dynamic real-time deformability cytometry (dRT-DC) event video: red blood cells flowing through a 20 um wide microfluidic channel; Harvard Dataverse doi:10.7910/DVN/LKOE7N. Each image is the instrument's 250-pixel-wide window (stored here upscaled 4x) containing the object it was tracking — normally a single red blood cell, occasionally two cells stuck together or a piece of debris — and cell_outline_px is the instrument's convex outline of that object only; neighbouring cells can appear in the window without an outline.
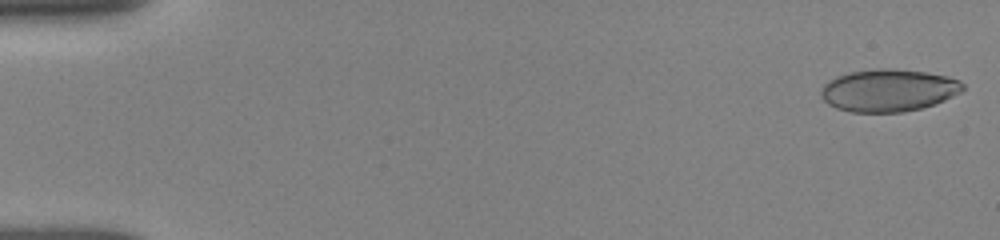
{"species": "human", "species_latin": "Homo sapiens", "temperature_condition": "room temperature", "stored_images_in_passage": 40, "camera_frame_rate_fps": 3000, "um_per_image_px": 0.085, "donor": {"sex": "female"}, "frame": {"image": 1, "passage_image": 1, "time_ms": 0.0, "image_size_px": [1000, 240], "cell_outline_px": [[964, 88], [960, 92], [936, 104], [904, 112], [852, 112], [836, 108], [828, 104], [820, 96], [820, 92], [824, 84], [828, 80], [836, 76], [852, 72], [880, 68], [888, 68], [924, 72], [948, 76], [960, 80], [964, 84]], "centroid_in_image_um": [75.51, 7.68], "position_along_channel_um": 9.5, "area_um2": 35.03}}
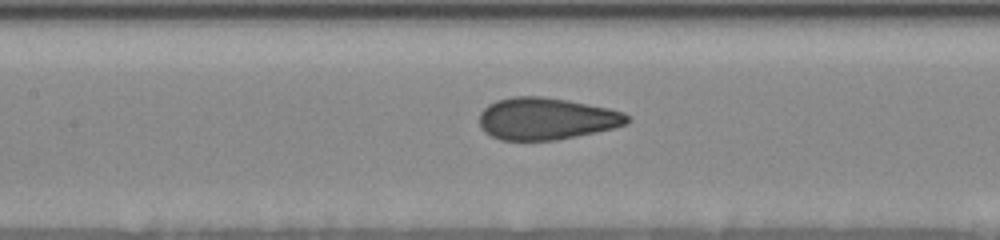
{"frame": {"image": 2, "passage_image": 20, "time_ms": 7.667, "image_size_px": [1000, 240], "cell_outline_px": [[632, 120], [628, 124], [596, 132], [556, 140], [500, 140], [484, 132], [480, 128], [480, 112], [488, 104], [496, 100], [512, 96], [540, 96], [568, 100], [608, 108], [624, 112]], "centroid_in_image_um": [46.43, 10.08], "position_along_channel_um": 161.0, "area_um2": 36.36}}
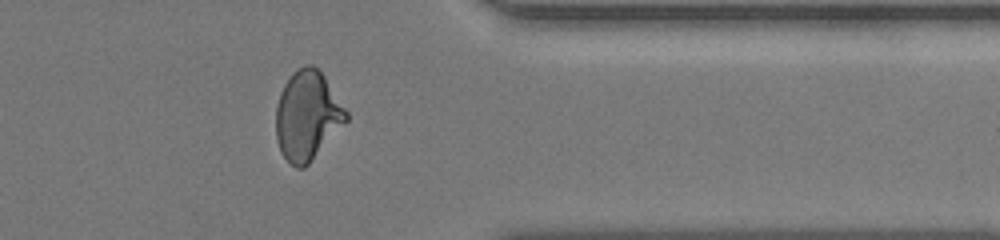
{"frame": {"image": 3, "passage_image": 34, "time_ms": 13.667, "image_size_px": [1000, 240], "cell_outline_px": [[348, 120], [308, 164], [304, 168], [296, 168], [280, 152], [276, 140], [276, 104], [280, 92], [284, 84], [292, 72], [304, 64], [312, 64], [324, 76], [348, 112]], "centroid_in_image_um": [26.11, 9.82], "position_along_channel_um": 385.3, "area_um2": 36.41}, "authors_computed_cell_mechanics": {"area_um2": 35.6048, "velocity_mm_per_s": 3.8936, "shape_relaxation_time_tau1_ms": 6.9886, "shape_relaxation_time_tau2_ms": 0.6556, "deformation_change_tau1": 0.1892, "deformation_change_tau2": 0.0651}}